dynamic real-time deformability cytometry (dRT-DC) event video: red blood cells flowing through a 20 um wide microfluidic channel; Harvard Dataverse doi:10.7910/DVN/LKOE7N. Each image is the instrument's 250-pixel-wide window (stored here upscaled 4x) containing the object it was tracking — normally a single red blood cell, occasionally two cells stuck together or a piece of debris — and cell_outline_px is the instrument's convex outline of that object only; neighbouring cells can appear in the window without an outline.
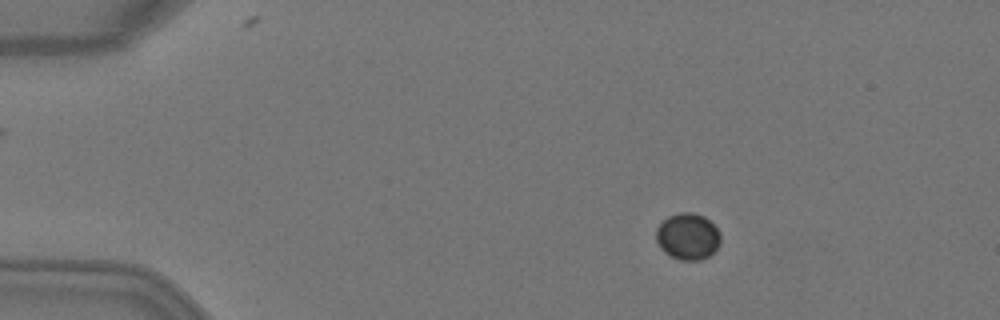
{"species": "Egyptian fruit bat (a non-hibernating species)", "species_latin": "Rousettus aegyptiacus", "temperature_condition": "warm", "stored_images_in_passage": 4, "camera_frame_rate_fps": 3000, "um_per_image_px": 0.085, "animal": {"sex": "female"}, "frame": {"image": 1, "passage_image": 2, "time_ms": 0.333, "image_size_px": [1000, 320], "cell_outline_px": [[720, 244], [708, 256], [700, 260], [680, 260], [664, 252], [660, 248], [656, 240], [656, 228], [668, 216], [680, 212], [692, 212], [704, 216], [720, 232]], "centroid_in_image_um": [58.45, 20.09], "position_along_channel_um": 26.6, "area_um2": 17.4}}